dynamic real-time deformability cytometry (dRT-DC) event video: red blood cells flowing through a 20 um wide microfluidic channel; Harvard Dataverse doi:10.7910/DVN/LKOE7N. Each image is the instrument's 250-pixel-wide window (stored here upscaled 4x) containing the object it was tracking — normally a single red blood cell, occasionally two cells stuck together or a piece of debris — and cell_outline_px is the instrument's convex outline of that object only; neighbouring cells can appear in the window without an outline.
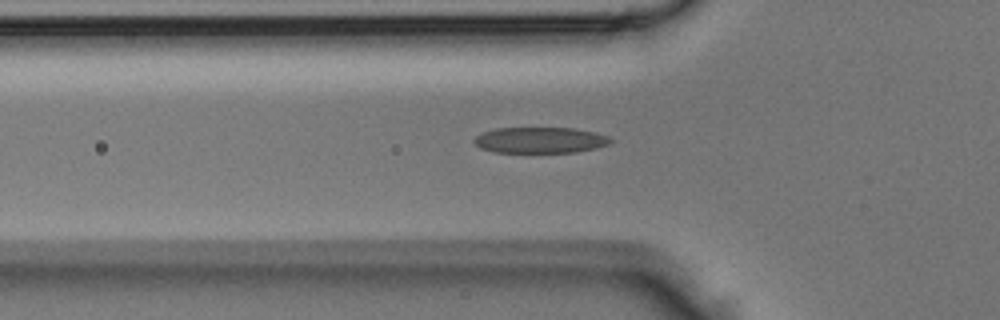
{"species": "Egyptian fruit bat (a non-hibernating species)", "species_latin": "Rousettus aegyptiacus", "temperature_condition": "room temperature", "stored_images_in_passage": 17, "camera_frame_rate_fps": 3000, "um_per_image_px": 0.085, "animal": {"sex": "male"}, "frame": {"image": 1, "passage_image": 3, "time_ms": 0.667, "image_size_px": [1000, 320], "cell_outline_px": [[616, 140], [608, 144], [596, 148], [576, 152], [496, 152], [480, 148], [472, 140], [476, 136], [484, 132], [496, 128], [572, 128], [592, 132], [608, 136]], "centroid_in_image_um": [45.92, 11.91], "position_along_channel_um": 79.9, "area_um2": 20.52}}
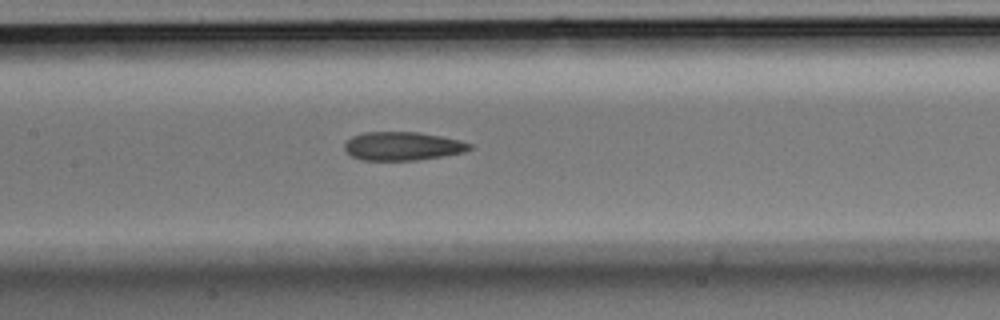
{"frame": {"image": 2, "passage_image": 9, "time_ms": 2.667, "image_size_px": [1000, 320], "cell_outline_px": [[472, 148], [464, 152], [416, 160], [364, 160], [352, 156], [344, 148], [344, 144], [352, 136], [364, 132], [420, 132], [460, 140], [472, 144]], "centroid_in_image_um": [34.22, 12.41], "position_along_channel_um": 173.2, "area_um2": 20.63}}
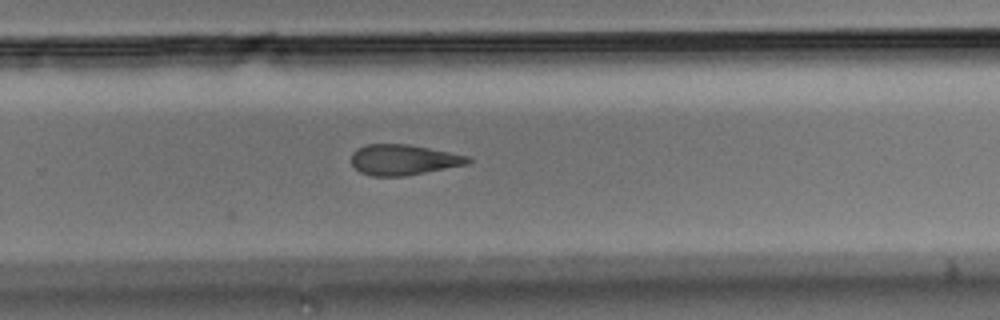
{"frame": {"image": 3, "passage_image": 17, "time_ms": 5.333, "image_size_px": [1000, 320], "cell_outline_px": [[472, 160], [468, 164], [404, 176], [372, 176], [360, 172], [352, 164], [352, 152], [356, 148], [364, 144], [408, 144], [468, 156]], "centroid_in_image_um": [34.25, 13.57], "position_along_channel_um": 295.5, "area_um2": 20.63}}